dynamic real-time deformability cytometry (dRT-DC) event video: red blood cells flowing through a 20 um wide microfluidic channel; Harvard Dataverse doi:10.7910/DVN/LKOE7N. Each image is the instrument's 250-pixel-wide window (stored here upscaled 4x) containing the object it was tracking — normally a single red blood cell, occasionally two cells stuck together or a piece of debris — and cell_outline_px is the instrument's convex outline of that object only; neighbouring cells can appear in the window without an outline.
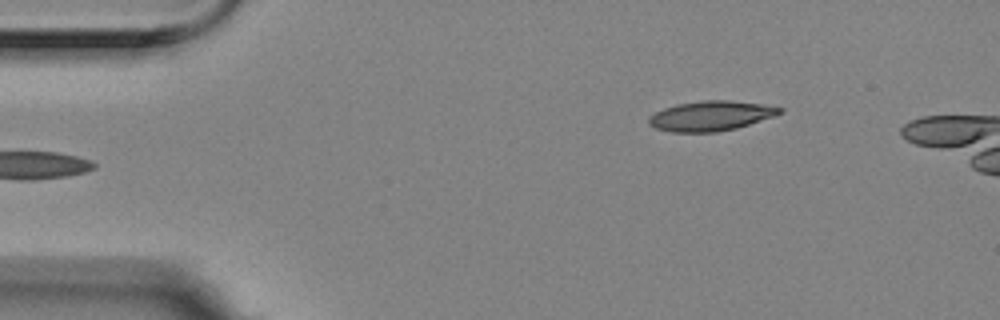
{"species": "Egyptian fruit bat (a non-hibernating species)", "species_latin": "Rousettus aegyptiacus", "temperature_condition": "room temperature", "stored_images_in_passage": 6, "camera_frame_rate_fps": 3000, "um_per_image_px": 0.085, "animal": {"sex": "female"}, "frame": {"image": 1, "passage_image": 6, "time_ms": 1.667, "image_size_px": [1000, 320], "cell_outline_px": [[784, 112], [736, 128], [716, 132], [672, 132], [656, 128], [648, 124], [648, 116], [664, 108], [676, 104], [700, 100], [728, 100], [764, 104], [784, 108]], "centroid_in_image_um": [60.4, 9.84], "position_along_channel_um": 24.6, "area_um2": 22.77}}